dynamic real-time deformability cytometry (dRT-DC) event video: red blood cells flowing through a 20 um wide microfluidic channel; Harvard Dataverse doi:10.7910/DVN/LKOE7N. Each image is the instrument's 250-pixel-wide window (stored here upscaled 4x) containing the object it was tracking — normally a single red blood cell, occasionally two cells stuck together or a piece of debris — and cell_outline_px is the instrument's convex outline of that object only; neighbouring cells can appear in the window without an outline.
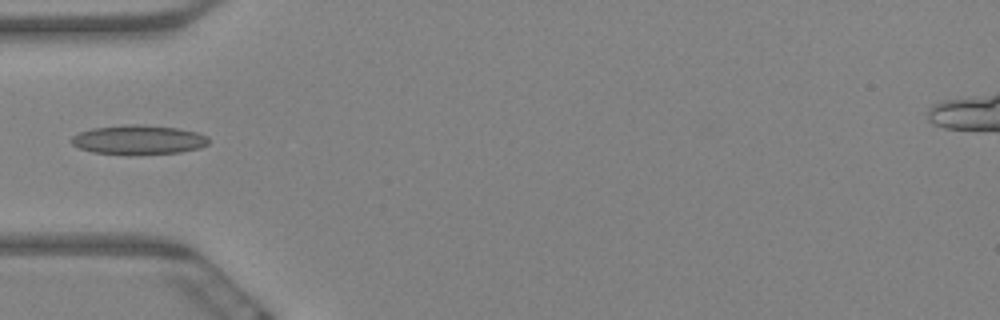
{"species": "Egyptian fruit bat (a non-hibernating species)", "species_latin": "Rousettus aegyptiacus", "temperature_condition": "warm", "stored_images_in_passage": 9, "camera_frame_rate_fps": 3000, "um_per_image_px": 0.085, "animal": {"sex": "female"}, "frame": {"image": 1, "passage_image": 6, "time_ms": 1.667, "image_size_px": [1000, 320], "cell_outline_px": [[208, 144], [200, 148], [180, 152], [128, 156], [92, 152], [80, 148], [72, 144], [68, 140], [72, 136], [80, 132], [92, 128], [124, 124], [144, 124], [180, 128], [196, 132], [208, 136]], "centroid_in_image_um": [11.75, 11.89], "position_along_channel_um": 73.2, "area_um2": 24.1}}
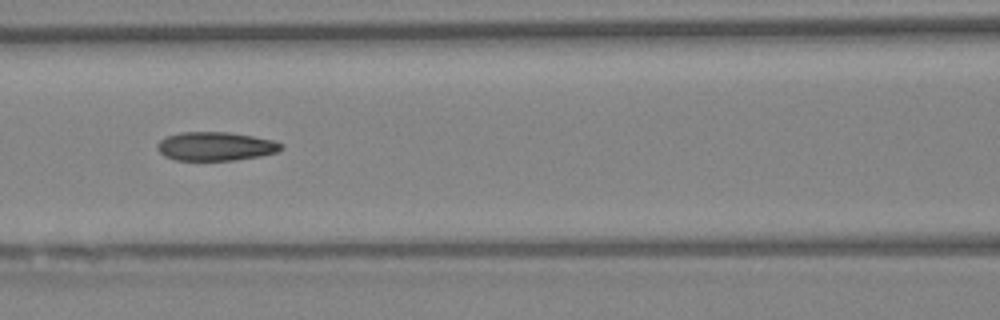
{"frame": {"image": 2, "passage_image": 8, "time_ms": 2.333, "image_size_px": [1000, 320], "cell_outline_px": [[284, 148], [276, 152], [260, 156], [236, 160], [176, 160], [164, 156], [156, 148], [156, 144], [160, 140], [168, 136], [180, 132], [228, 132], [276, 140], [284, 144]], "centroid_in_image_um": [18.34, 12.43], "position_along_channel_um": 148.3, "area_um2": 20.87}}
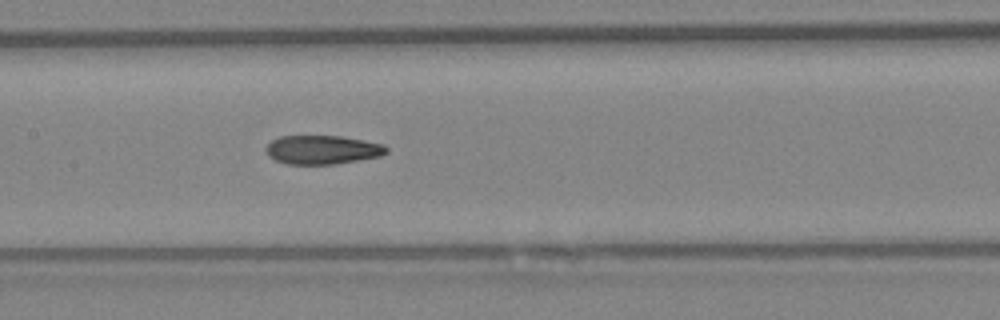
{"frame": {"image": 3, "passage_image": 9, "time_ms": 2.667, "image_size_px": [1000, 320], "cell_outline_px": [[388, 152], [380, 156], [336, 164], [284, 164], [268, 156], [264, 148], [272, 140], [280, 136], [340, 136], [364, 140], [384, 144], [388, 148]], "centroid_in_image_um": [27.39, 12.73], "position_along_channel_um": 180.0, "area_um2": 20.35}}